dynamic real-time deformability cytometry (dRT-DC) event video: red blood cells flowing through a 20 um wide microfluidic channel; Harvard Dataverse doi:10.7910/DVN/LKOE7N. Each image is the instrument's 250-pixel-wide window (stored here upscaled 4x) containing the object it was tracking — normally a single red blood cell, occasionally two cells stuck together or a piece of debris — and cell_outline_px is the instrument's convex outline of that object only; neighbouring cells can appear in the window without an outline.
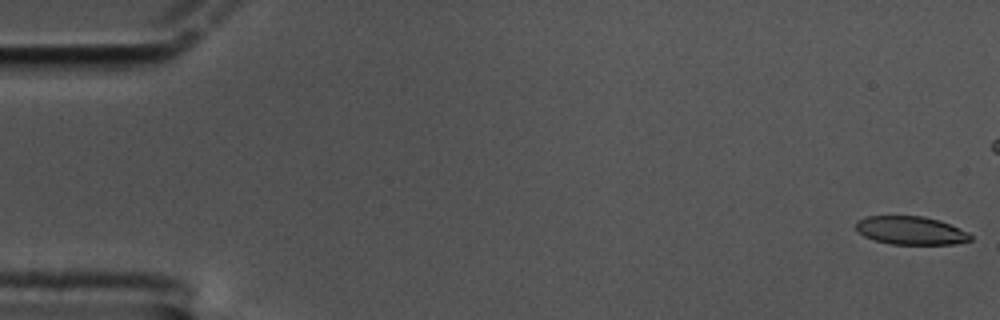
{"species": "common noctule bat (a hibernating species)", "species_latin": "Nyctalus noctula", "temperature_condition": "cold", "stored_images_in_passage": 50, "camera_frame_rate_fps": 3000, "um_per_image_px": 0.085, "animal": {"sex": "male", "body_mass_g": 17.5, "forearm_length_mm": 52.3}, "frame": {"image": 1, "passage_image": 1, "time_ms": 0.0, "image_size_px": [1000, 320], "cell_outline_px": [[972, 240], [956, 244], [892, 244], [876, 240], [864, 236], [856, 228], [856, 220], [864, 216], [924, 216], [940, 220], [960, 228], [968, 232], [972, 236]], "centroid_in_image_um": [77.44, 19.58], "position_along_channel_um": 7.6, "area_um2": 18.96}}
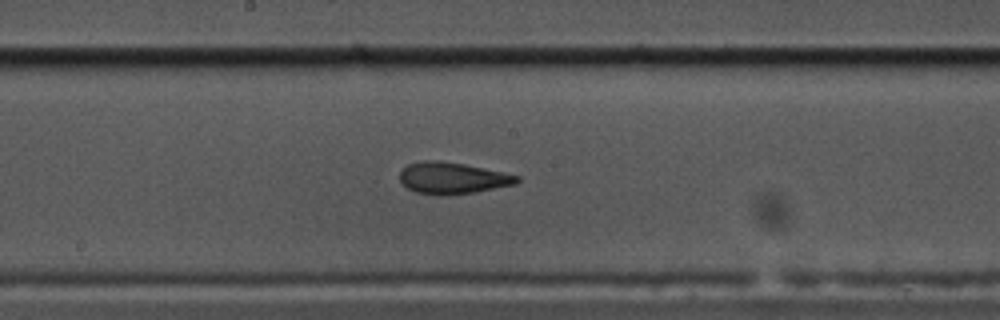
{"frame": {"image": 2, "passage_image": 32, "time_ms": 10.333, "image_size_px": [1000, 320], "cell_outline_px": [[520, 180], [516, 184], [476, 192], [448, 196], [436, 196], [416, 192], [408, 188], [400, 180], [400, 172], [408, 164], [424, 160], [436, 160], [464, 164], [520, 176]], "centroid_in_image_um": [38.46, 15.15], "position_along_channel_um": 209.7, "area_um2": 21.62}}
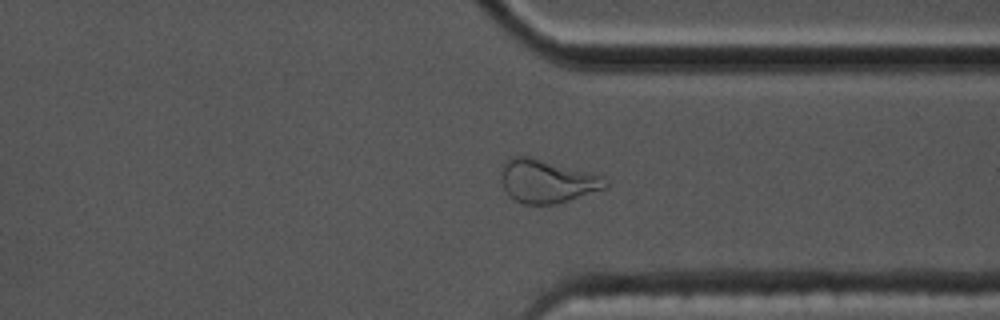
{"frame": {"image": 3, "passage_image": 46, "time_ms": 15.0, "image_size_px": [1000, 320], "cell_outline_px": [[608, 188], [568, 200], [552, 204], [524, 204], [516, 200], [504, 188], [500, 180], [500, 168], [504, 160], [512, 156], [532, 156], [604, 176], [608, 180]], "centroid_in_image_um": [46.49, 15.37], "position_along_channel_um": 364.9, "area_um2": 26.59}}